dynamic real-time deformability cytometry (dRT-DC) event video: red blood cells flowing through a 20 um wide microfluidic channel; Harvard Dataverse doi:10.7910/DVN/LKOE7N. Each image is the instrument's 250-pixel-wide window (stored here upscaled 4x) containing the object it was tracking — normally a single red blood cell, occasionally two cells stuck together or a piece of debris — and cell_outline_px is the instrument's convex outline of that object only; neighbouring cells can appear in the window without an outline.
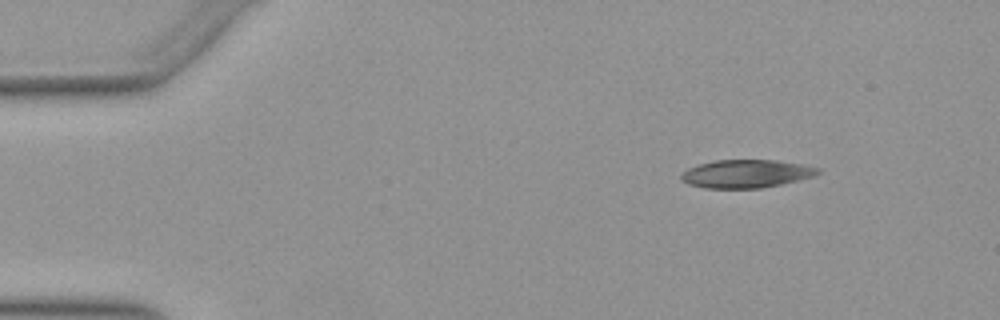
{"species": "Egyptian fruit bat (a non-hibernating species)", "species_latin": "Rousettus aegyptiacus", "temperature_condition": "warm", "stored_images_in_passage": 46, "camera_frame_rate_fps": 3000, "um_per_image_px": 0.085, "animal": {"sex": "female"}, "frame": {"image": 1, "passage_image": 1, "time_ms": 0.0, "image_size_px": [1000, 320], "cell_outline_px": [[820, 172], [812, 176], [780, 184], [760, 188], [704, 188], [688, 184], [680, 180], [680, 176], [688, 168], [712, 160], [776, 160], [804, 164], [820, 168]], "centroid_in_image_um": [63.4, 14.76], "position_along_channel_um": 21.6, "area_um2": 22.31}}
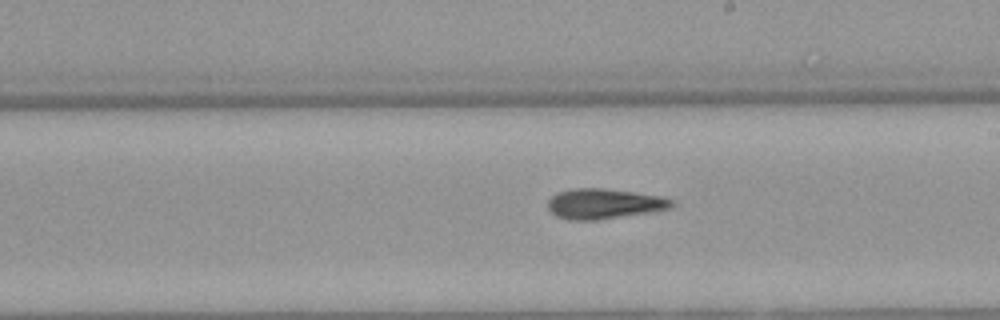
{"frame": {"image": 2, "passage_image": 24, "time_ms": 7.667, "image_size_px": [1000, 320], "cell_outline_px": [[676, 204], [672, 208], [652, 212], [596, 220], [568, 220], [556, 216], [548, 208], [548, 200], [556, 192], [572, 188], [604, 188], [664, 196], [672, 200]], "centroid_in_image_um": [51.37, 17.31], "position_along_channel_um": 237.6, "area_um2": 22.08}}
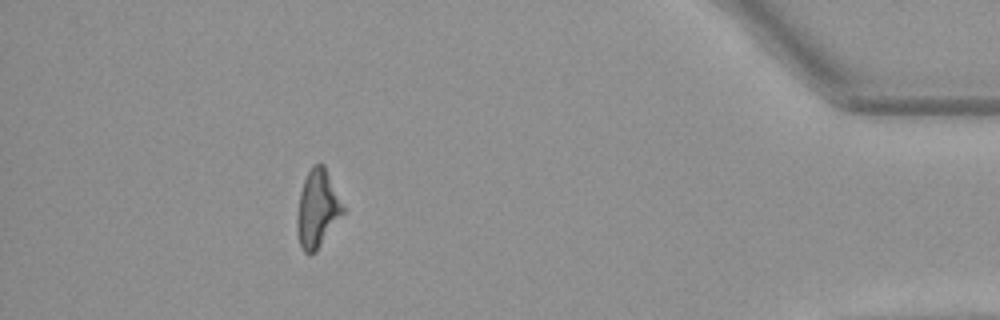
{"frame": {"image": 3, "passage_image": 41, "time_ms": 13.333, "image_size_px": [1000, 320], "cell_outline_px": [[344, 212], [316, 252], [304, 252], [300, 244], [296, 232], [296, 216], [300, 192], [304, 180], [312, 164], [324, 164], [344, 208]], "centroid_in_image_um": [26.95, 17.74], "position_along_channel_um": 408.2, "area_um2": 20.52}, "authors_computed_cell_mechanics": {"area_um2": 21.7039, "velocity_mm_per_s": 3.9474, "shape_relaxation_time_tau1_ms": null, "shape_relaxation_time_tau2_ms": 4.1818, "deformation_change_tau1": null, "deformation_change_tau2": 0.1549}}